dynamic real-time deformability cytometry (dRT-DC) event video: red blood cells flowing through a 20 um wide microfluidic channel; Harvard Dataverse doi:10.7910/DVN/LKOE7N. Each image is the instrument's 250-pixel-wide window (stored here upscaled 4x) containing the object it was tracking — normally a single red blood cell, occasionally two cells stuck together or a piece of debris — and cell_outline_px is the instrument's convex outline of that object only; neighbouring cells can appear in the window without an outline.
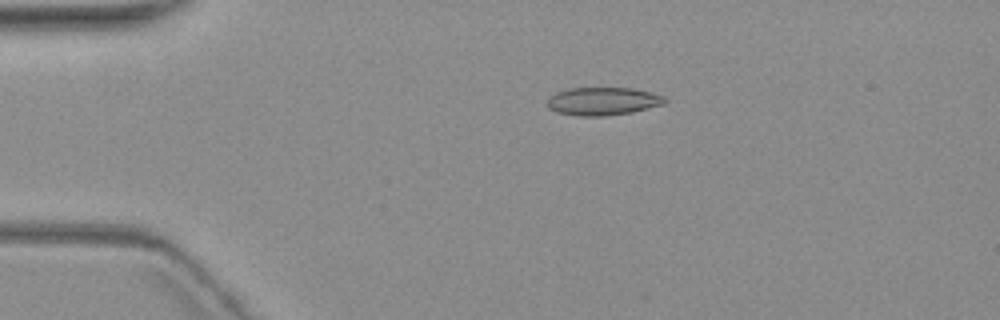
{"species": "common noctule bat (a hibernating species)", "species_latin": "Nyctalus noctula", "temperature_condition": "warm", "stored_images_in_passage": 8, "camera_frame_rate_fps": 3000, "um_per_image_px": 0.085, "animal": {"sex": "female", "body_mass_g": 19.3, "forearm_length_mm": 54.1}, "frame": {"image": 1, "passage_image": 3, "time_ms": 3.333, "image_size_px": [1000, 320], "cell_outline_px": [[668, 100], [664, 104], [632, 112], [604, 116], [576, 116], [556, 112], [548, 108], [548, 100], [556, 92], [568, 88], [632, 88], [664, 96]], "centroid_in_image_um": [51.24, 8.61], "position_along_channel_um": 33.8, "area_um2": 19.13}}
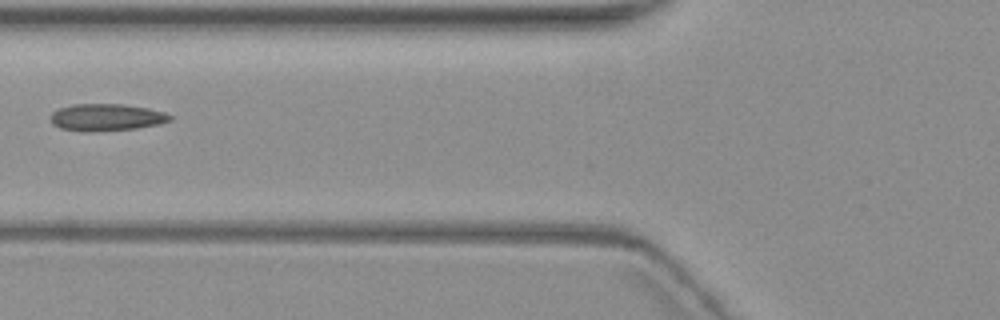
{"frame": {"image": 2, "passage_image": 6, "time_ms": 7.0, "image_size_px": [1000, 320], "cell_outline_px": [[172, 120], [156, 124], [136, 128], [92, 132], [84, 132], [60, 128], [52, 124], [48, 116], [56, 108], [72, 104], [124, 104], [148, 108], [164, 112], [172, 116]], "centroid_in_image_um": [8.97, 9.97], "position_along_channel_um": 116.8, "area_um2": 19.07}}
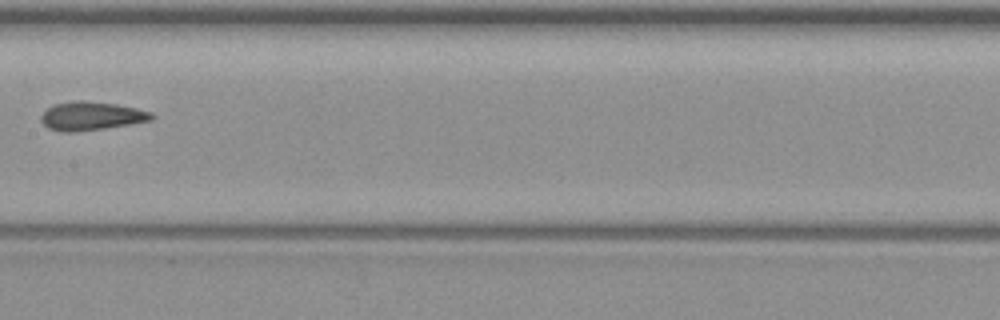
{"frame": {"image": 3, "passage_image": 8, "time_ms": 9.333, "image_size_px": [1000, 320], "cell_outline_px": [[156, 116], [152, 120], [104, 128], [72, 132], [60, 132], [48, 128], [40, 120], [40, 116], [52, 104], [80, 100], [84, 100], [116, 104], [136, 108], [152, 112]], "centroid_in_image_um": [7.75, 9.85], "position_along_channel_um": 199.7, "area_um2": 18.38}}